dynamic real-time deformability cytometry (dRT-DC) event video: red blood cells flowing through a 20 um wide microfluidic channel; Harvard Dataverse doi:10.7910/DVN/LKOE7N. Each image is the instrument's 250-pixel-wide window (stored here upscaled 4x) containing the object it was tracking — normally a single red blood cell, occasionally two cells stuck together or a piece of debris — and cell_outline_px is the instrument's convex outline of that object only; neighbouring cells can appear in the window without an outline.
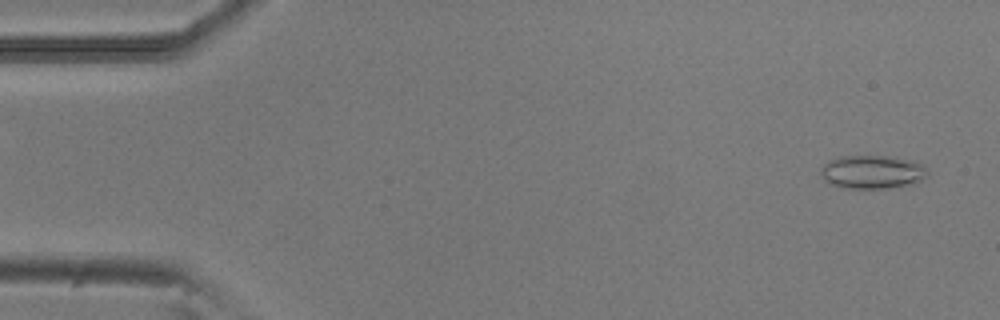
{"species": "common noctule bat (a hibernating species)", "species_latin": "Nyctalus noctula", "temperature_condition": "room temperature", "stored_images_in_passage": 6, "camera_frame_rate_fps": 3000, "um_per_image_px": 0.085, "animal": {"sex": "male", "body_mass_g": 20.5, "forearm_length_mm": 52.5}, "frame": {"image": 1, "passage_image": 1, "time_ms": 0.0, "image_size_px": [1000, 320], "cell_outline_px": [[928, 172], [920, 180], [908, 184], [888, 188], [844, 188], [832, 184], [824, 180], [820, 172], [824, 164], [828, 160], [840, 156], [888, 156], [916, 160], [924, 164]], "centroid_in_image_um": [74.14, 14.59], "position_along_channel_um": 10.9, "area_um2": 20.81}}
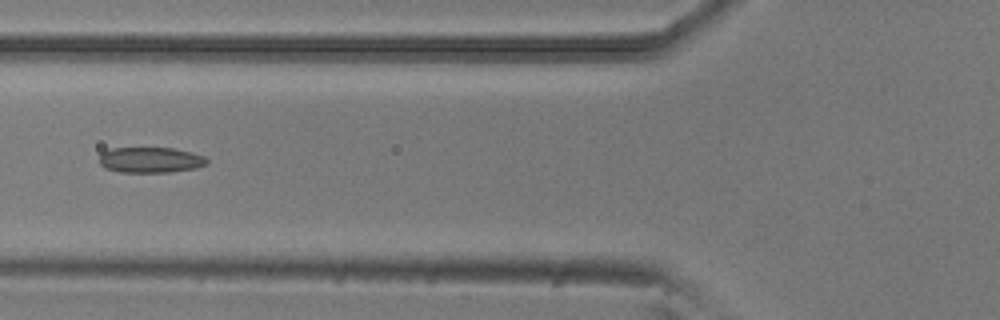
{"frame": {"image": 2, "passage_image": 5, "time_ms": 1.333, "image_size_px": [1000, 320], "cell_outline_px": [[208, 164], [196, 168], [172, 172], [120, 172], [104, 168], [100, 164], [100, 152], [112, 148], [172, 148], [192, 152], [204, 156], [208, 160]], "centroid_in_image_um": [12.79, 13.6], "position_along_channel_um": 113.0, "area_um2": 16.18}}
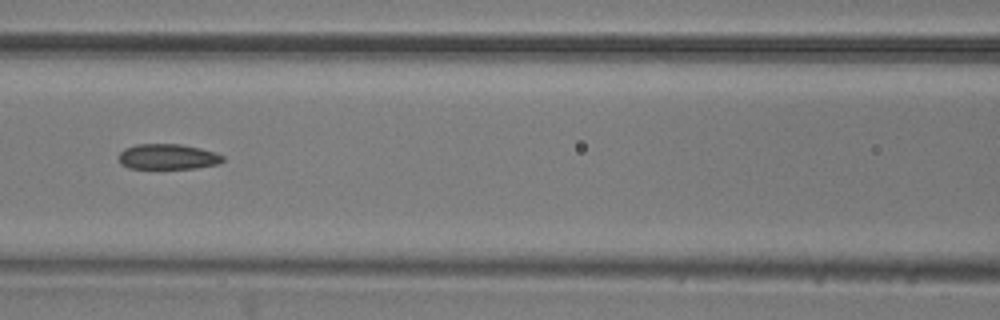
{"frame": {"image": 3, "passage_image": 6, "time_ms": 1.667, "image_size_px": [1000, 320], "cell_outline_px": [[224, 160], [220, 164], [196, 168], [128, 168], [120, 164], [120, 152], [124, 148], [136, 144], [180, 144], [200, 148], [224, 156]], "centroid_in_image_um": [14.26, 13.32], "position_along_channel_um": 152.3, "area_um2": 15.37}}